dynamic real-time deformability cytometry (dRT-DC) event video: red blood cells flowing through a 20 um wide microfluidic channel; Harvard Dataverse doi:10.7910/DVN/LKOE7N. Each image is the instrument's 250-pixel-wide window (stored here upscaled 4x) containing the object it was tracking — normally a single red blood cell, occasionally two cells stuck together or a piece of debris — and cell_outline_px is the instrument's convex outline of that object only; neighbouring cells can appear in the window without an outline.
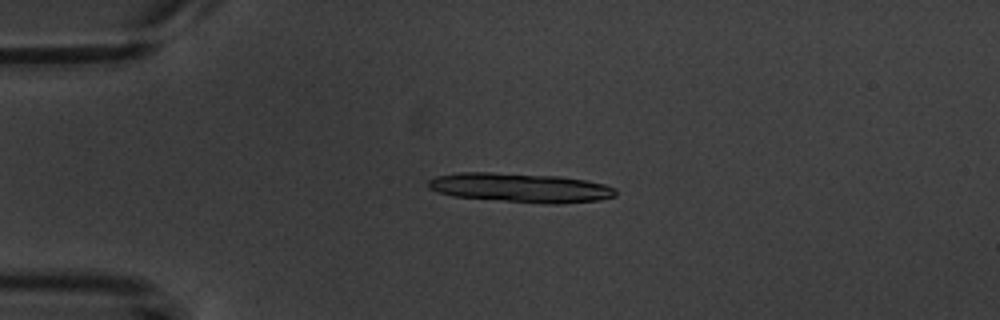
{"species": "common noctule bat (a hibernating species)", "species_latin": "Nyctalus noctula", "temperature_condition": "warm", "stored_images_in_passage": 5, "camera_frame_rate_fps": 3000, "um_per_image_px": 0.085, "animal": {"sex": "male", "body_mass_g": 20.1, "forearm_length_mm": 53.5}, "frame": {"image": 1, "passage_image": 4, "time_ms": 3.667, "image_size_px": [1000, 320], "cell_outline_px": [[616, 196], [600, 200], [560, 204], [544, 204], [456, 196], [440, 192], [428, 188], [428, 180], [436, 176], [456, 172], [492, 172], [560, 176], [584, 180], [604, 184], [616, 188]], "centroid_in_image_um": [44.27, 15.95], "position_along_channel_um": 40.7, "area_um2": 31.96}}